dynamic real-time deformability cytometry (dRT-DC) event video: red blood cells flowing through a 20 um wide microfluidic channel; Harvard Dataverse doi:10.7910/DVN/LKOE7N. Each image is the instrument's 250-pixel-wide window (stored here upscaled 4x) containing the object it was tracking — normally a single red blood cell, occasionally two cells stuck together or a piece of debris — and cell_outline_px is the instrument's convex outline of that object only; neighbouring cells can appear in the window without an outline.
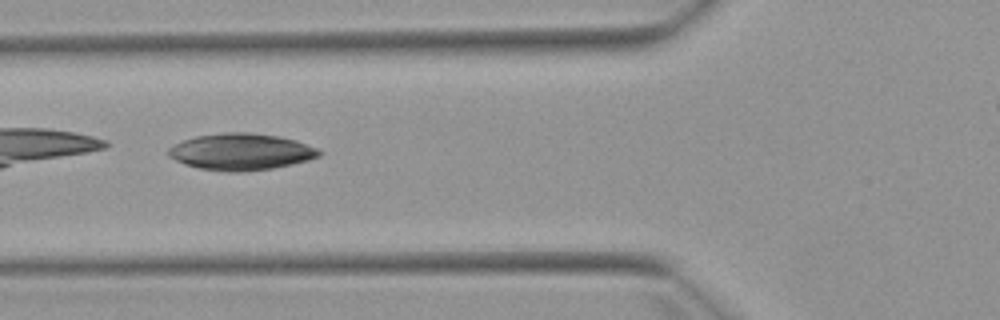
{"species": "Egyptian fruit bat (a non-hibernating species)", "species_latin": "Rousettus aegyptiacus", "temperature_condition": "warm", "stored_images_in_passage": 6, "camera_frame_rate_fps": 3000, "um_per_image_px": 0.085, "animal": {"sex": "female"}, "frame": {"image": 1, "passage_image": 4, "time_ms": 3.333, "image_size_px": [1000, 320], "cell_outline_px": [[324, 152], [320, 156], [308, 160], [292, 164], [272, 168], [240, 172], [228, 172], [200, 168], [184, 164], [168, 156], [168, 148], [172, 144], [196, 136], [224, 132], [248, 132], [280, 136], [296, 140], [316, 148]], "centroid_in_image_um": [20.49, 12.89], "position_along_channel_um": 105.3, "area_um2": 32.25}}
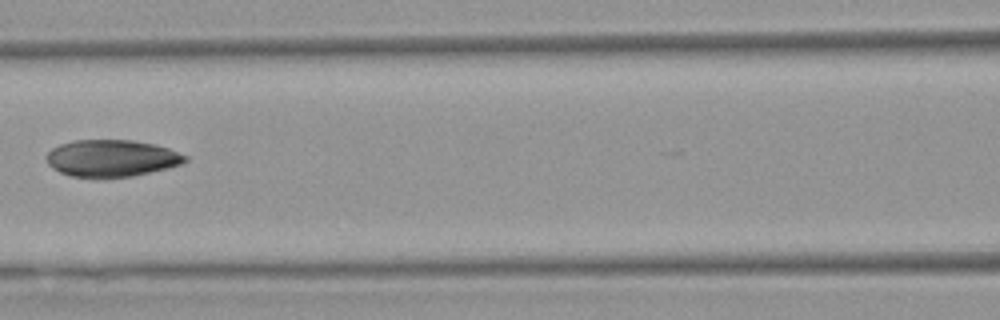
{"frame": {"image": 2, "passage_image": 5, "time_ms": 4.667, "image_size_px": [1000, 320], "cell_outline_px": [[188, 160], [180, 164], [168, 168], [132, 176], [72, 176], [60, 172], [52, 168], [48, 164], [44, 156], [52, 148], [60, 144], [72, 140], [132, 140], [156, 144], [168, 148], [188, 156]], "centroid_in_image_um": [9.48, 13.42], "position_along_channel_um": 157.1, "area_um2": 29.65}}
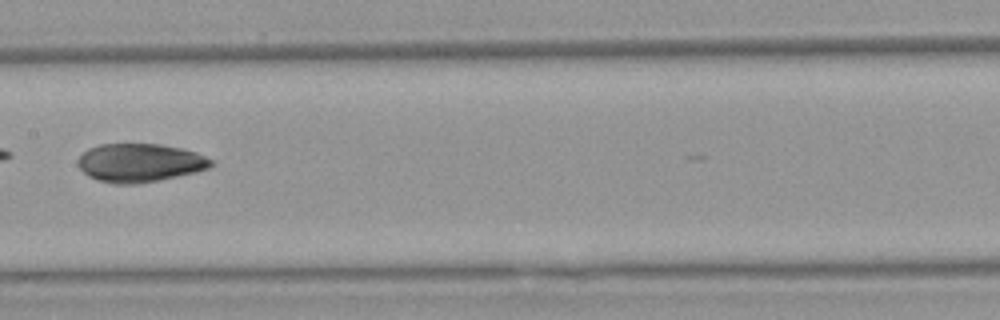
{"frame": {"image": 3, "passage_image": 6, "time_ms": 5.667, "image_size_px": [1000, 320], "cell_outline_px": [[212, 164], [208, 168], [196, 172], [160, 180], [136, 184], [116, 184], [100, 180], [88, 176], [76, 164], [76, 160], [88, 148], [100, 144], [160, 144], [180, 148], [196, 152], [212, 160]], "centroid_in_image_um": [11.86, 13.83], "position_along_channel_um": 195.5, "area_um2": 29.77}}